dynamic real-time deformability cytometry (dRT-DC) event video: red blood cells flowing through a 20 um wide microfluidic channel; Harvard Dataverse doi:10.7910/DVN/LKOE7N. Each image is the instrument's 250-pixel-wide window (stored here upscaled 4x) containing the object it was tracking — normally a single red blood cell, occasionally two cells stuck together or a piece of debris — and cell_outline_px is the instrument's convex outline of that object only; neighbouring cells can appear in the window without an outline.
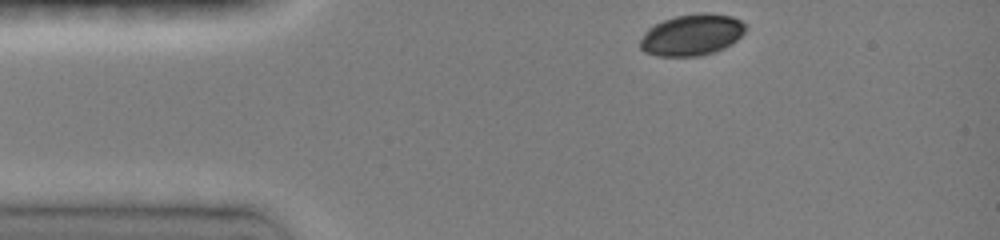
{"species": "common noctule bat (a hibernating species)", "species_latin": "Nyctalus noctula", "temperature_condition": "room temperature", "stored_images_in_passage": 9, "camera_frame_rate_fps": 3000, "um_per_image_px": 0.085, "animal": {"sex": "female", "body_mass_g": 19.0, "forearm_length_mm": 51.5}, "frame": {"image": 1, "passage_image": 1, "time_ms": 0.0, "image_size_px": [1000, 240], "cell_outline_px": [[748, 24], [744, 32], [732, 44], [716, 52], [700, 56], [656, 56], [644, 52], [640, 48], [640, 40], [644, 32], [648, 28], [664, 20], [676, 16], [700, 12], [712, 12], [732, 16]], "centroid_in_image_um": [58.83, 2.96], "position_along_channel_um": 26.2, "area_um2": 25.78}}
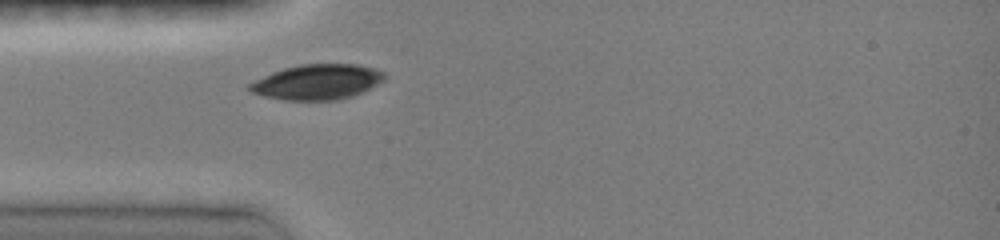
{"frame": {"image": 2, "passage_image": 6, "time_ms": 2.0, "image_size_px": [1000, 240], "cell_outline_px": [[384, 80], [352, 96], [340, 100], [284, 100], [264, 96], [252, 92], [248, 88], [248, 84], [272, 72], [284, 68], [300, 64], [356, 64], [376, 68], [384, 72]], "centroid_in_image_um": [26.96, 6.96], "position_along_channel_um": 58.0, "area_um2": 27.51}}